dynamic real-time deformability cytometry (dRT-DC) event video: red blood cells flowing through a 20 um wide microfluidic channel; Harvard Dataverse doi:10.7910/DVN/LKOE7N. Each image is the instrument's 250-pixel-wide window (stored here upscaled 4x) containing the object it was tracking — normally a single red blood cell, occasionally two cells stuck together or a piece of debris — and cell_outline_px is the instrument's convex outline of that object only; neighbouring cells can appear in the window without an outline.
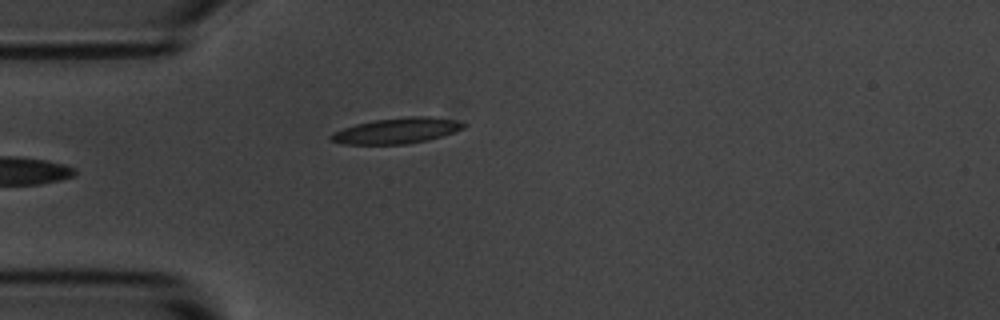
{"species": "common noctule bat (a hibernating species)", "species_latin": "Nyctalus noctula", "temperature_condition": "room temperature", "stored_images_in_passage": 2, "camera_frame_rate_fps": 3000, "um_per_image_px": 0.085, "animal": {"sex": "male", "body_mass_g": 20.1, "forearm_length_mm": 53.5}, "frame": {"image": 1, "passage_image": 2, "time_ms": 1.0, "image_size_px": [1000, 320], "cell_outline_px": [[464, 128], [444, 136], [428, 140], [408, 144], [344, 144], [332, 140], [328, 136], [332, 132], [356, 124], [376, 120], [408, 116], [432, 116], [456, 120], [464, 124]], "centroid_in_image_um": [33.75, 11.11], "position_along_channel_um": 51.3, "area_um2": 19.83}}